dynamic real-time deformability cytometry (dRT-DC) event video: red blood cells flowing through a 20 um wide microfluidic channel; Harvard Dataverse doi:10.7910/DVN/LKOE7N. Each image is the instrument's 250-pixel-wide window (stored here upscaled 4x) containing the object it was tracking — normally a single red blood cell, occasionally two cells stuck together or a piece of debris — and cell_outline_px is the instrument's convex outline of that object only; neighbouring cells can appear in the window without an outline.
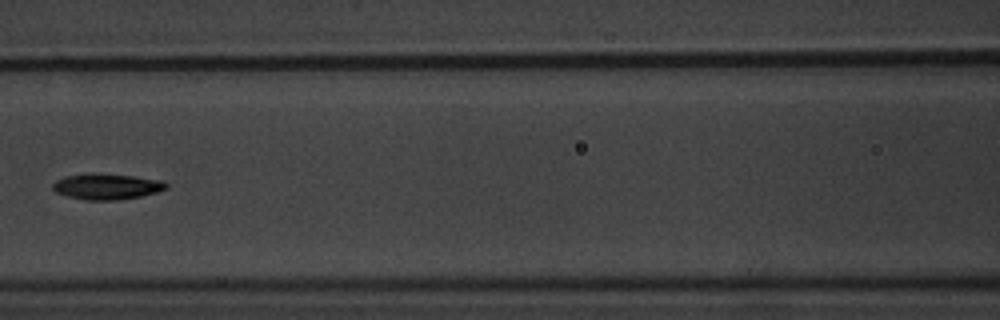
{"species": "common noctule bat (a hibernating species)", "species_latin": "Nyctalus noctula", "temperature_condition": "warm", "stored_images_in_passage": 10, "camera_frame_rate_fps": 3000, "um_per_image_px": 0.085, "animal": {"sex": "male", "body_mass_g": 20.1, "forearm_length_mm": 53.5}, "frame": {"image": 1, "passage_image": 7, "time_ms": 8.0, "image_size_px": [1000, 320], "cell_outline_px": [[168, 188], [156, 192], [140, 196], [116, 200], [88, 200], [68, 196], [56, 192], [52, 188], [52, 184], [56, 180], [64, 176], [88, 172], [92, 172], [132, 176], [164, 180], [168, 184]], "centroid_in_image_um": [9.06, 15.83], "position_along_channel_um": 157.5, "area_um2": 17.22}}
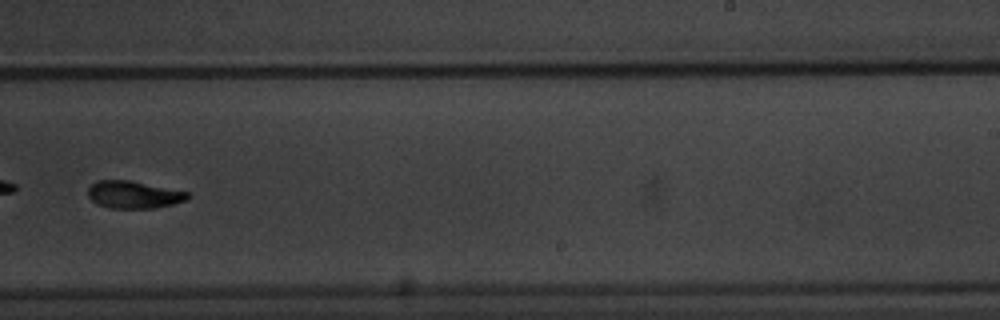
{"frame": {"image": 2, "passage_image": 10, "time_ms": 11.333, "image_size_px": [1000, 320], "cell_outline_px": [[192, 196], [188, 200], [172, 204], [152, 208], [108, 208], [92, 200], [88, 196], [88, 188], [96, 180], [128, 180], [188, 192]], "centroid_in_image_um": [11.37, 16.54], "position_along_channel_um": 277.6, "area_um2": 15.78}}